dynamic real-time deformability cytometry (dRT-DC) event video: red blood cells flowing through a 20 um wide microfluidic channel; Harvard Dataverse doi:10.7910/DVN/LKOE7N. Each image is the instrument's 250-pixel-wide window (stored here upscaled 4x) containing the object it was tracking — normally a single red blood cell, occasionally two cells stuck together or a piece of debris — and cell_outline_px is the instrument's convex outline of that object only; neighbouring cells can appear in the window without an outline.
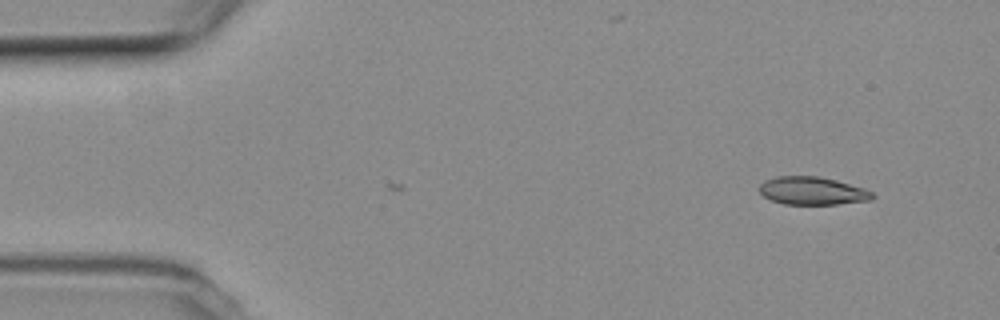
{"species": "common noctule bat (a hibernating species)", "species_latin": "Nyctalus noctula", "temperature_condition": "room temperature", "stored_images_in_passage": 44, "camera_frame_rate_fps": 3000, "um_per_image_px": 0.085, "animal": {"sex": "female", "body_mass_g": 19.3, "forearm_length_mm": 54.1}, "frame": {"image": 1, "passage_image": 1, "time_ms": 0.0, "image_size_px": [1000, 320], "cell_outline_px": [[876, 196], [872, 200], [836, 204], [784, 204], [772, 200], [764, 196], [760, 192], [760, 184], [764, 180], [776, 176], [820, 176], [836, 180], [864, 188], [872, 192]], "centroid_in_image_um": [69.07, 16.21], "position_along_channel_um": 15.9, "area_um2": 18.44}}
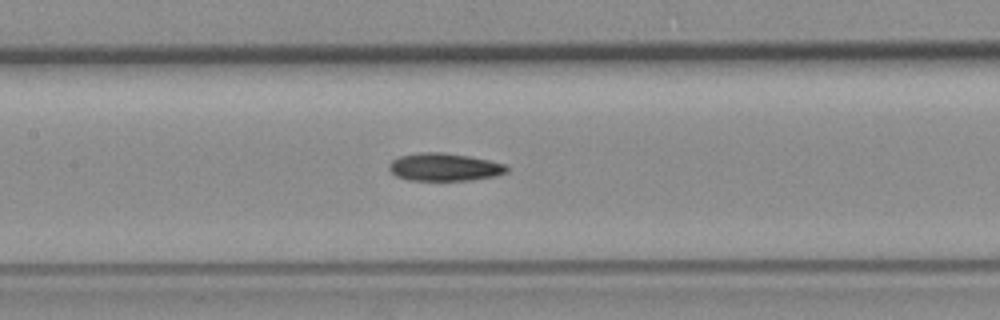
{"frame": {"image": 2, "passage_image": 21, "time_ms": 6.667, "image_size_px": [1000, 320], "cell_outline_px": [[508, 172], [496, 176], [472, 180], [408, 180], [396, 176], [388, 168], [388, 164], [392, 160], [400, 156], [420, 152], [440, 152], [468, 156], [488, 160], [504, 164], [508, 168]], "centroid_in_image_um": [37.76, 14.2], "position_along_channel_um": 169.6, "area_um2": 19.02}}
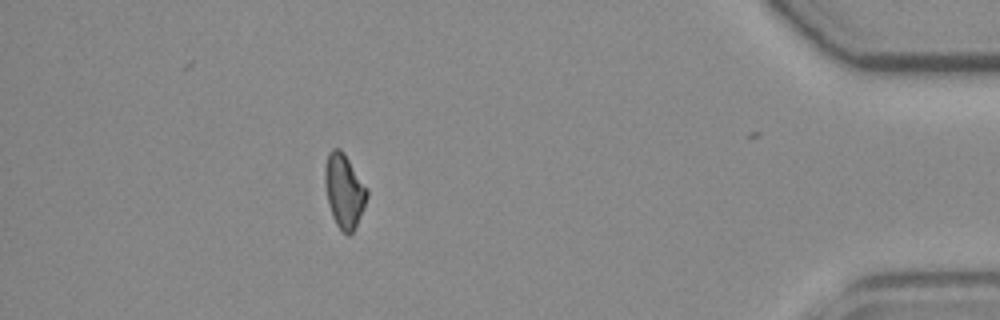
{"frame": {"image": 3, "passage_image": 44, "time_ms": 14.333, "image_size_px": [1000, 320], "cell_outline_px": [[368, 196], [356, 228], [348, 236], [336, 224], [332, 216], [328, 204], [324, 184], [324, 168], [328, 152], [332, 148], [340, 148], [344, 152], [368, 188]], "centroid_in_image_um": [29.25, 16.2], "position_along_channel_um": 406.0, "area_um2": 18.44}, "authors_computed_cell_mechanics": {"area_um2": 18.7561, "velocity_mm_per_s": 3.8012, "shape_relaxation_time_tau1_ms": 9.4978, "shape_relaxation_time_tau2_ms": null, "deformation_change_tau1": 0.1801, "deformation_change_tau2": null}}